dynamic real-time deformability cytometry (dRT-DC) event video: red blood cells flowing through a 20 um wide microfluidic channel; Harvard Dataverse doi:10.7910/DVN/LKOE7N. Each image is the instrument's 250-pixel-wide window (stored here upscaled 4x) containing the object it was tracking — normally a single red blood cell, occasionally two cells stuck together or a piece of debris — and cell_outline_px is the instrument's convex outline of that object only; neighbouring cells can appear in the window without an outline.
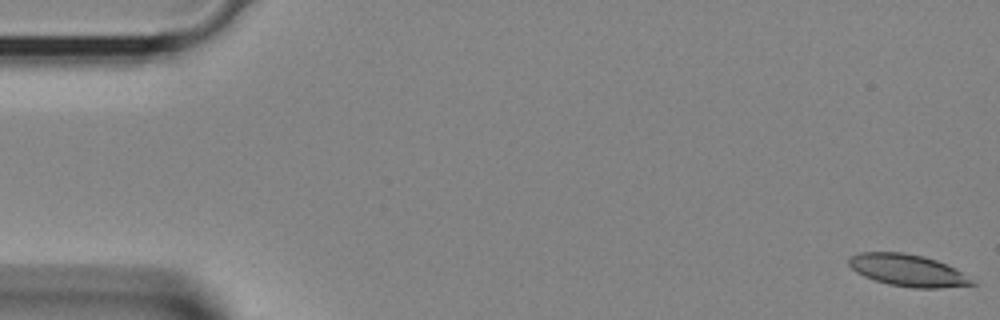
{"species": "Egyptian fruit bat (a non-hibernating species)", "species_latin": "Rousettus aegyptiacus", "temperature_condition": "room temperature", "stored_images_in_passage": 40, "camera_frame_rate_fps": 3000, "um_per_image_px": 0.085, "animal": {"sex": "female"}, "frame": {"image": 1, "passage_image": 1, "time_ms": 0.0, "image_size_px": [1000, 320], "cell_outline_px": [[980, 284], [940, 288], [912, 288], [888, 284], [864, 276], [856, 272], [848, 264], [848, 260], [852, 256], [860, 252], [904, 252], [924, 256], [936, 260], [956, 268]], "centroid_in_image_um": [77.2, 22.98], "position_along_channel_um": 7.8, "area_um2": 23.06}}
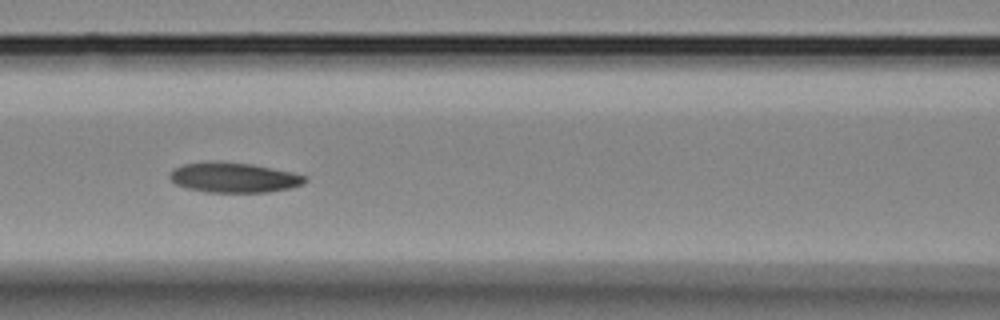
{"frame": {"image": 2, "passage_image": 17, "time_ms": 5.333, "image_size_px": [1000, 320], "cell_outline_px": [[308, 180], [304, 184], [292, 188], [268, 192], [208, 192], [188, 188], [176, 184], [168, 176], [176, 168], [184, 164], [252, 164], [292, 172], [308, 176]], "centroid_in_image_um": [20.0, 15.14], "position_along_channel_um": 146.6, "area_um2": 22.77}}
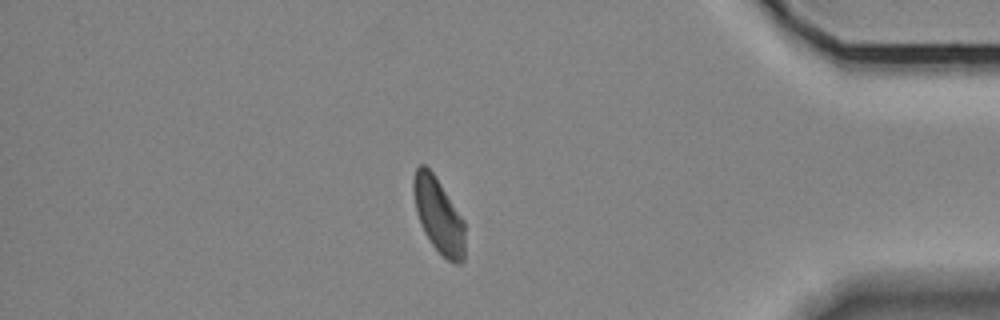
{"frame": {"image": 3, "passage_image": 34, "time_ms": 11.0, "image_size_px": [1000, 320], "cell_outline_px": [[464, 260], [460, 264], [456, 264], [448, 260], [432, 244], [424, 232], [416, 212], [412, 192], [412, 180], [416, 168], [420, 164], [424, 164], [432, 172], [464, 220]], "centroid_in_image_um": [37.26, 18.3], "position_along_channel_um": 397.9, "area_um2": 22.31}}